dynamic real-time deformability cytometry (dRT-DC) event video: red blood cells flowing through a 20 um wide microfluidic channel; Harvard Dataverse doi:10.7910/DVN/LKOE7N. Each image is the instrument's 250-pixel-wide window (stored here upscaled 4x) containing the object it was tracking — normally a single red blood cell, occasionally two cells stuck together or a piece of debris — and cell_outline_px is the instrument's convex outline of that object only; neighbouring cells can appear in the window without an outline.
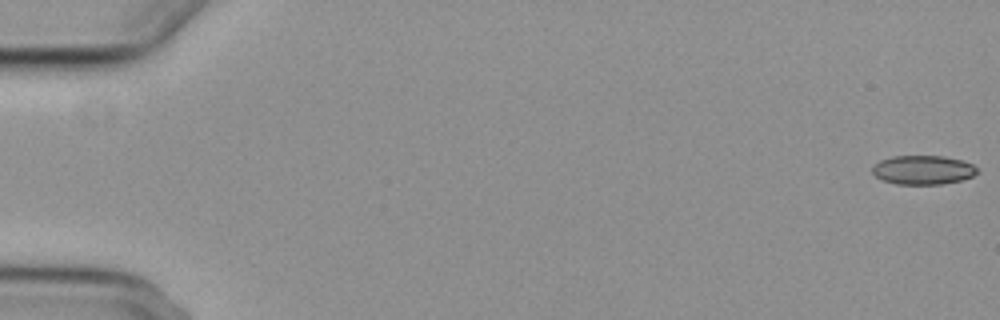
{"species": "common noctule bat (a hibernating species)", "species_latin": "Nyctalus noctula", "temperature_condition": "cold", "stored_images_in_passage": 6, "camera_frame_rate_fps": 3000, "um_per_image_px": 0.085, "animal": {"sex": "female", "body_mass_g": 29.2, "forearm_length_mm": 56.3}, "frame": {"image": 1, "passage_image": 1, "time_ms": 0.0, "image_size_px": [1000, 320], "cell_outline_px": [[980, 172], [972, 176], [960, 180], [940, 184], [896, 184], [884, 180], [876, 176], [872, 172], [872, 168], [880, 160], [892, 156], [944, 156], [960, 160], [972, 164]], "centroid_in_image_um": [78.46, 14.44], "position_along_channel_um": 6.5, "area_um2": 17.57}}
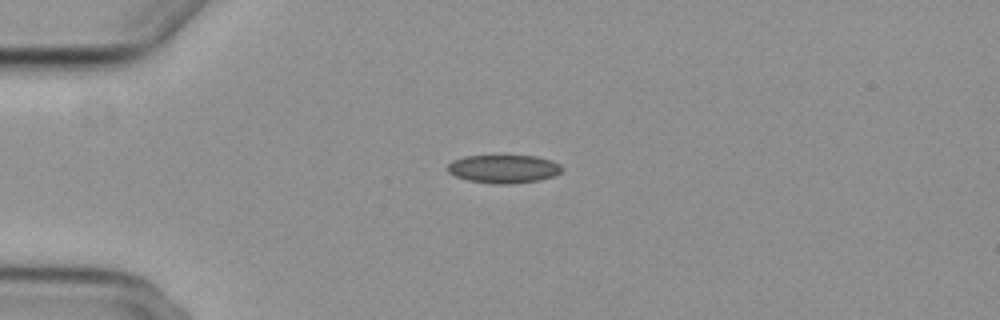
{"frame": {"image": 2, "passage_image": 5, "time_ms": 4.667, "image_size_px": [1000, 320], "cell_outline_px": [[564, 168], [556, 176], [540, 180], [508, 184], [492, 184], [468, 180], [456, 176], [448, 172], [448, 164], [452, 160], [464, 156], [536, 156], [552, 160], [560, 164]], "centroid_in_image_um": [42.84, 14.36], "position_along_channel_um": 42.2, "area_um2": 18.96}}